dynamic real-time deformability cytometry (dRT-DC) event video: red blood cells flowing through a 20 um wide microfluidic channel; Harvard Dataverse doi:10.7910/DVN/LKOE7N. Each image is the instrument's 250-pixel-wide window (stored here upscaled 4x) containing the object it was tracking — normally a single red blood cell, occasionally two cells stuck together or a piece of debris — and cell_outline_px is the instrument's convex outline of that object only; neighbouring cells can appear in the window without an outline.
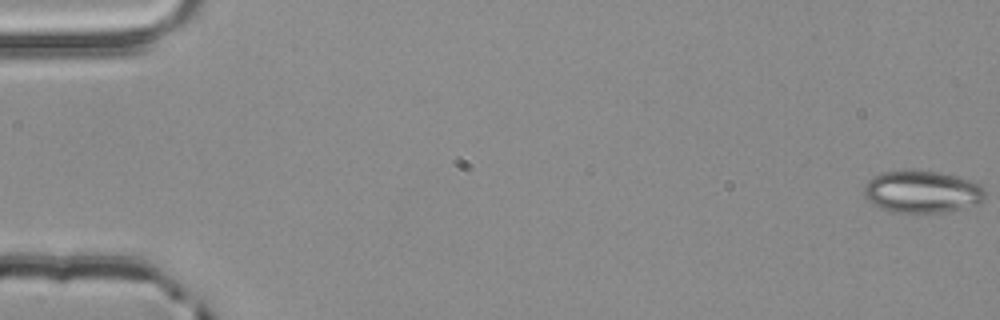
{"species": "common noctule bat (a hibernating species)", "species_latin": "Nyctalus noctula", "temperature_condition": "room temperature", "stored_images_in_passage": 56, "segment_of_instrument_passage": [1, 2], "camera_frame_rate_fps": 3000, "um_per_image_px": 0.085, "animal": {"sex": "male", "body_mass_g": 20.4}, "frame": {"image": 1, "passage_image": 1, "time_ms": 0.0, "image_size_px": [1000, 320], "cell_outline_px": [[984, 200], [980, 204], [940, 212], [888, 212], [880, 208], [864, 196], [864, 184], [872, 176], [884, 172], [940, 172], [956, 176], [980, 184], [984, 188]], "centroid_in_image_um": [78.37, 16.32], "position_along_channel_um": 6.6, "area_um2": 29.3}}
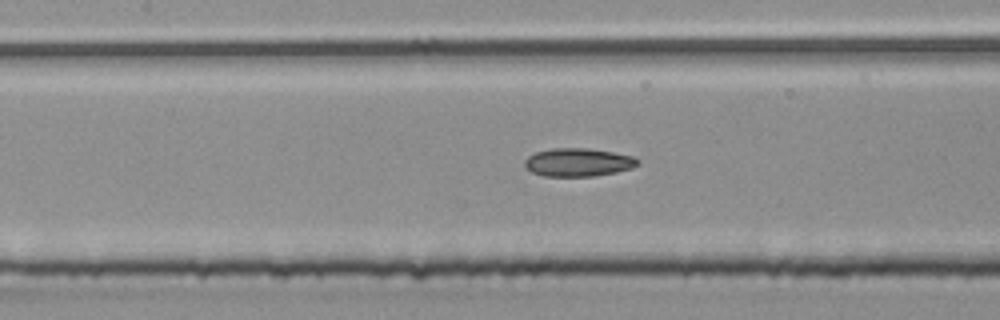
{"frame": {"image": 2, "passage_image": 26, "time_ms": 8.333, "image_size_px": [1000, 320], "cell_outline_px": [[640, 160], [632, 168], [616, 172], [592, 176], [544, 176], [532, 172], [524, 168], [524, 160], [528, 156], [536, 152], [552, 148], [588, 148], [612, 152], [632, 156]], "centroid_in_image_um": [49.1, 13.79], "position_along_channel_um": 158.3, "area_um2": 18.55}}
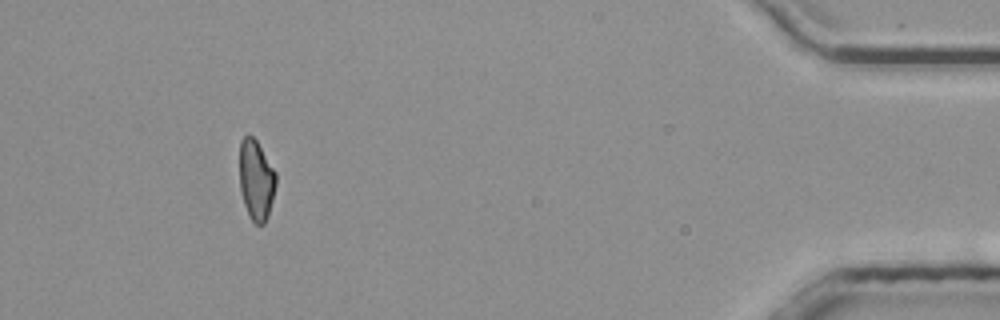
{"frame": {"image": 3, "passage_image": 51, "time_ms": 16.667, "image_size_px": [1000, 320], "cell_outline_px": [[276, 184], [268, 216], [264, 224], [256, 224], [248, 216], [244, 204], [240, 188], [240, 140], [244, 136], [252, 136], [256, 140], [276, 172]], "centroid_in_image_um": [21.77, 15.31], "position_along_channel_um": 413.4, "area_um2": 16.94}}